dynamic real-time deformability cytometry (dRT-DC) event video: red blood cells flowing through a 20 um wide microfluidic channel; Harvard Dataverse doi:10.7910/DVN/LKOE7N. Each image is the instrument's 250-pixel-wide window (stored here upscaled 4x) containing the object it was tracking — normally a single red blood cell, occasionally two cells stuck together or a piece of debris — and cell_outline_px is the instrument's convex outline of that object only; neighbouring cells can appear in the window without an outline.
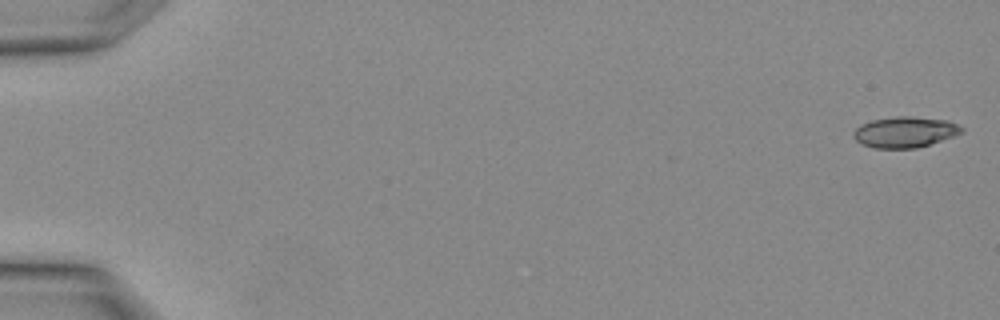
{"species": "Egyptian fruit bat (a non-hibernating species)", "species_latin": "Rousettus aegyptiacus", "temperature_condition": "warm", "stored_images_in_passage": 3, "camera_frame_rate_fps": 3000, "um_per_image_px": 0.085, "animal": {"sex": "female"}, "frame": {"image": 1, "passage_image": 1, "time_ms": 0.0, "image_size_px": [1000, 320], "cell_outline_px": [[964, 132], [916, 148], [872, 148], [860, 144], [852, 136], [852, 132], [860, 124], [872, 120], [896, 116], [908, 116], [948, 120], [964, 128]], "centroid_in_image_um": [76.87, 11.22], "position_along_channel_um": 8.1, "area_um2": 19.42}}